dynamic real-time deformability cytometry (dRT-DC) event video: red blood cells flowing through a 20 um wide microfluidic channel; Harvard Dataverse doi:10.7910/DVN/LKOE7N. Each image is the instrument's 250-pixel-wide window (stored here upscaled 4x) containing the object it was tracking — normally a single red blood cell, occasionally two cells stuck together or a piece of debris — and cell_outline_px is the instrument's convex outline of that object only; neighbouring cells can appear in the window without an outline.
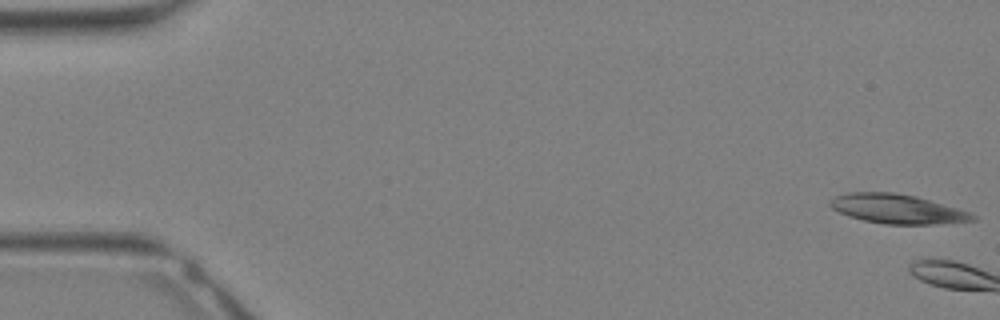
{"species": "Egyptian fruit bat (a non-hibernating species)", "species_latin": "Rousettus aegyptiacus", "temperature_condition": "warm", "stored_images_in_passage": 3, "camera_frame_rate_fps": 3000, "um_per_image_px": 0.085, "animal": {"sex": "female"}, "frame": {"image": 1, "passage_image": 1, "time_ms": 0.0, "image_size_px": [1000, 320], "cell_outline_px": [[976, 220], [932, 224], [884, 224], [864, 220], [848, 216], [832, 208], [828, 204], [828, 200], [836, 196], [848, 192], [892, 192], [916, 196], [956, 208], [968, 212], [976, 216]], "centroid_in_image_um": [76.21, 17.75], "position_along_channel_um": 8.8, "area_um2": 24.1}}